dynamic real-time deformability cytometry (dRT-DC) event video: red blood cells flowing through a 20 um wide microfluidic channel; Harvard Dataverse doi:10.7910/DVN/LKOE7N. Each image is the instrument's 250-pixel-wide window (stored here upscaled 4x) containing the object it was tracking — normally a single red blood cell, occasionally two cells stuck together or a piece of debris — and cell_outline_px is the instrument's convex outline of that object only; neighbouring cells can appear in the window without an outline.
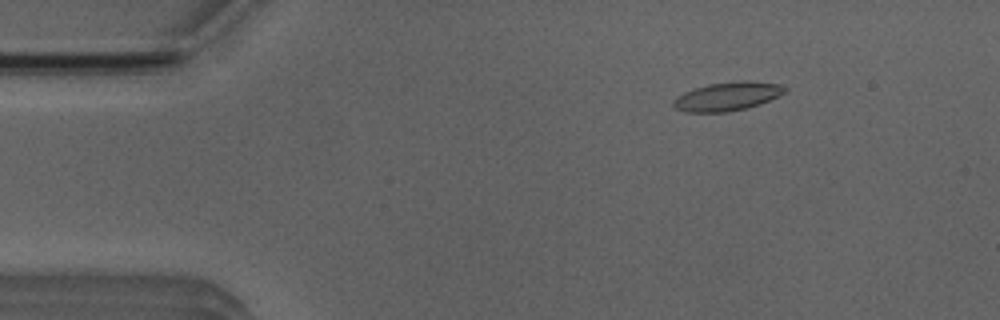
{"species": "Egyptian fruit bat (a non-hibernating species)", "species_latin": "Rousettus aegyptiacus", "temperature_condition": "room temperature", "stored_images_in_passage": 4, "camera_frame_rate_fps": 3000, "um_per_image_px": 0.085, "animal": {"sex": "male"}, "frame": {"image": 1, "passage_image": 2, "time_ms": 1.333, "image_size_px": [1000, 320], "cell_outline_px": [[788, 88], [784, 92], [760, 104], [744, 108], [724, 112], [684, 112], [676, 108], [672, 104], [672, 100], [676, 96], [684, 92], [708, 84], [740, 80], [744, 80], [780, 84]], "centroid_in_image_um": [61.78, 8.18], "position_along_channel_um": 23.2, "area_um2": 18.44}}